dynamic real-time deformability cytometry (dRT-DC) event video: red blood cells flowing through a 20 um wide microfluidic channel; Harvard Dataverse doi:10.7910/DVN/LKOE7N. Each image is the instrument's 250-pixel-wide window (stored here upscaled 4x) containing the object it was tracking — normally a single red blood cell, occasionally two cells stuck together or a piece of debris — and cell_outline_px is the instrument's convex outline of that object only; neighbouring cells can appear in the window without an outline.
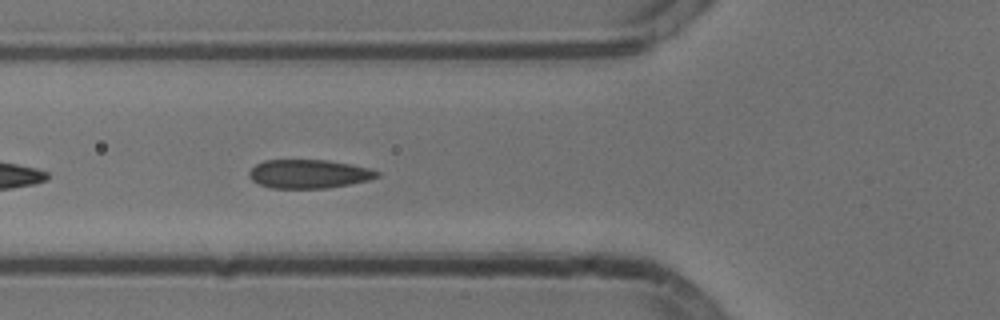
{"species": "common noctule bat (a hibernating species)", "species_latin": "Nyctalus noctula", "temperature_condition": "cold", "stored_images_in_passage": 22, "camera_frame_rate_fps": 3000, "um_per_image_px": 0.085, "animal": {"sex": "male", "body_mass_g": 13.3}, "frame": {"image": 1, "passage_image": 5, "time_ms": 1.333, "image_size_px": [1000, 320], "cell_outline_px": [[380, 176], [368, 180], [328, 188], [272, 188], [260, 184], [252, 180], [248, 176], [248, 172], [256, 164], [264, 160], [328, 160], [352, 164], [368, 168], [380, 172]], "centroid_in_image_um": [26.25, 14.77], "position_along_channel_um": 99.6, "area_um2": 21.39}}
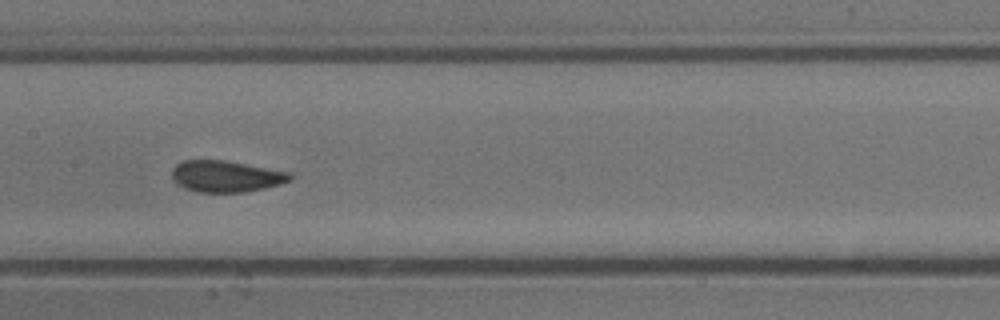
{"frame": {"image": 2, "passage_image": 12, "time_ms": 3.667, "image_size_px": [1000, 320], "cell_outline_px": [[292, 180], [280, 184], [264, 188], [244, 192], [196, 192], [184, 188], [176, 184], [172, 180], [172, 168], [176, 164], [184, 160], [224, 160], [292, 172]], "centroid_in_image_um": [19.2, 14.99], "position_along_channel_um": 188.2, "area_um2": 21.85}}
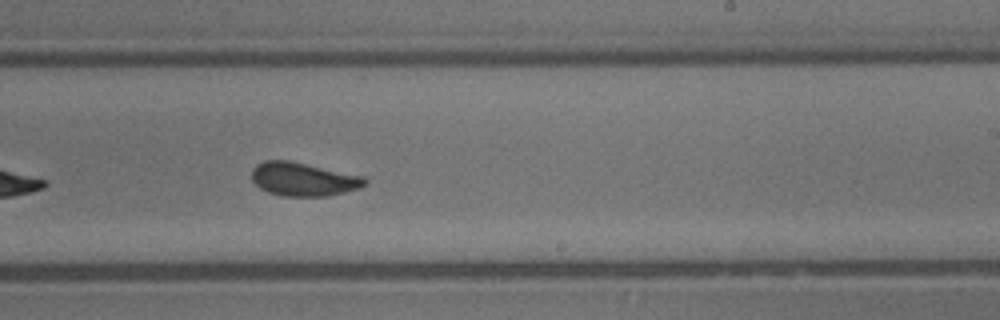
{"frame": {"image": 3, "passage_image": 18, "time_ms": 5.667, "image_size_px": [1000, 320], "cell_outline_px": [[368, 184], [360, 188], [328, 196], [284, 196], [268, 192], [260, 188], [252, 180], [252, 168], [256, 164], [264, 160], [288, 160], [364, 176], [368, 180]], "centroid_in_image_um": [25.8, 15.23], "position_along_channel_um": 263.2, "area_um2": 22.2}}